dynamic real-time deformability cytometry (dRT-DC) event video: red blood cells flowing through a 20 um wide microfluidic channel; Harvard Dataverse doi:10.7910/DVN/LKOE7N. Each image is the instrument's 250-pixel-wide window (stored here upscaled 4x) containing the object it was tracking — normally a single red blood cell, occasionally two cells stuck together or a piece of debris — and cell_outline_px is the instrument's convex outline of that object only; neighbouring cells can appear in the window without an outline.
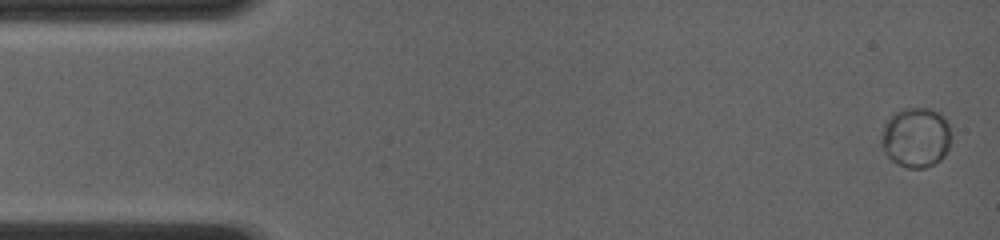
{"species": "common noctule bat (a hibernating species)", "species_latin": "Nyctalus noctula", "temperature_condition": "room temperature", "stored_images_in_passage": 27, "camera_frame_rate_fps": 4000, "um_per_image_px": 0.085, "animal": {"sex": "female", "body_mass_g": 19.0, "forearm_length_mm": 56.7}, "frame": {"image": 1, "passage_image": 1, "time_ms": 0.0, "image_size_px": [1000, 240], "cell_outline_px": [[948, 148], [944, 156], [940, 160], [924, 168], [908, 168], [896, 164], [888, 156], [880, 144], [880, 140], [884, 128], [888, 120], [896, 112], [904, 108], [932, 108], [944, 116], [948, 124]], "centroid_in_image_um": [77.84, 11.69], "position_along_channel_um": 7.2, "area_um2": 24.1}}
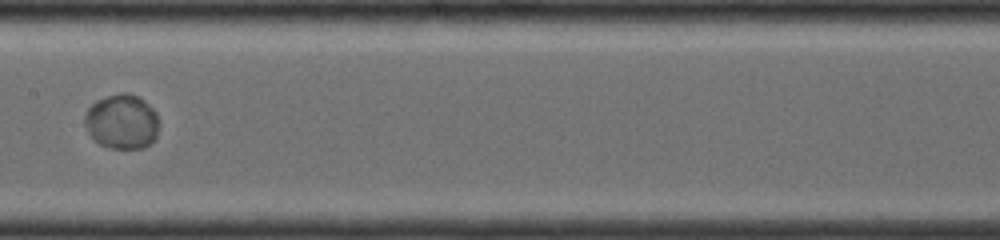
{"frame": {"image": 2, "passage_image": 14, "time_ms": 3.25, "image_size_px": [1000, 240], "cell_outline_px": [[156, 136], [152, 144], [144, 148], [108, 148], [100, 144], [88, 132], [84, 124], [84, 116], [88, 108], [96, 100], [120, 92], [128, 92], [144, 100], [156, 112]], "centroid_in_image_um": [10.34, 10.34], "position_along_channel_um": 197.1, "area_um2": 23.58}}
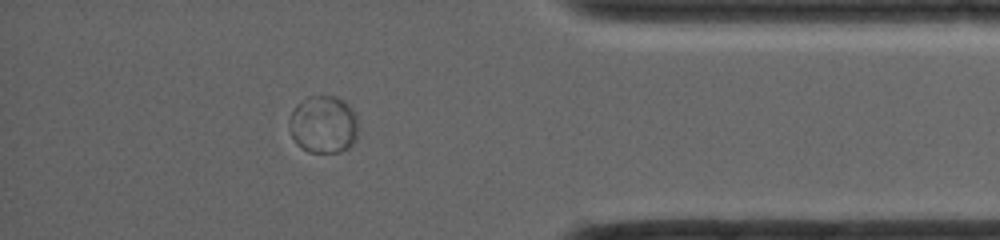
{"frame": {"image": 3, "passage_image": 24, "time_ms": 5.75, "image_size_px": [1000, 240], "cell_outline_px": [[356, 140], [348, 148], [340, 152], [308, 152], [300, 148], [296, 144], [292, 136], [288, 120], [296, 104], [308, 96], [336, 96], [344, 100], [356, 112]], "centroid_in_image_um": [27.48, 10.57], "position_along_channel_um": 407.7, "area_um2": 23.35}}